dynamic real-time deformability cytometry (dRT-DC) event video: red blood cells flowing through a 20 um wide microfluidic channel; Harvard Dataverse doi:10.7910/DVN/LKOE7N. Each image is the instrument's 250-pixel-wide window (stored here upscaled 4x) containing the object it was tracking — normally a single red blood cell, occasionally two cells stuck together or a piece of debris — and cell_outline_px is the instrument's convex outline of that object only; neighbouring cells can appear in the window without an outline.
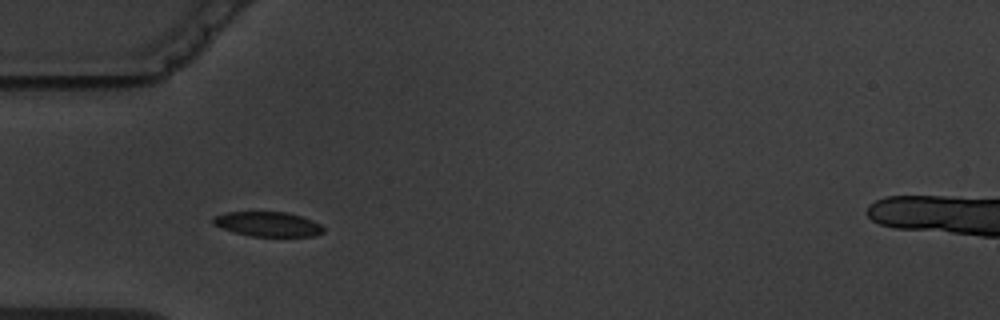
{"species": "common noctule bat (a hibernating species)", "species_latin": "Nyctalus noctula", "temperature_condition": "warm", "stored_images_in_passage": 3, "camera_frame_rate_fps": 3000, "um_per_image_px": 0.085, "animal": {"sex": "male", "body_mass_g": 19.5, "forearm_length_mm": 54.6}, "frame": {"image": 1, "passage_image": 2, "time_ms": 1.0, "image_size_px": [1000, 320], "cell_outline_px": [[324, 232], [316, 236], [252, 236], [236, 232], [212, 224], [212, 216], [224, 212], [288, 212], [312, 220], [320, 224], [324, 228]], "centroid_in_image_um": [22.77, 19.04], "position_along_channel_um": 62.2, "area_um2": 15.84}}
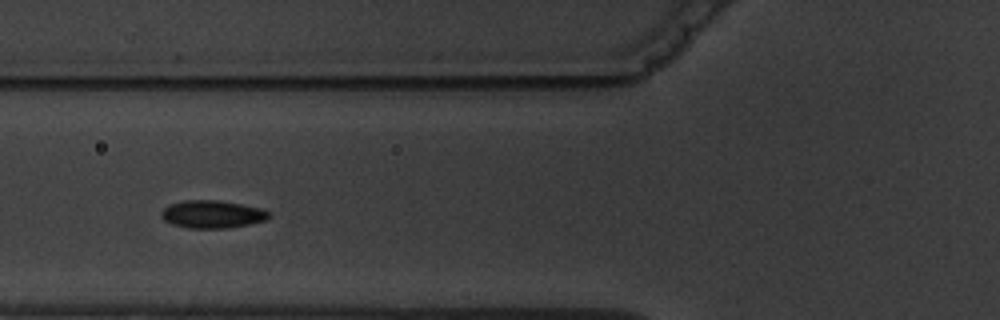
{"frame": {"image": 2, "passage_image": 3, "time_ms": 2.333, "image_size_px": [1000, 320], "cell_outline_px": [[268, 216], [264, 220], [248, 224], [228, 228], [188, 228], [172, 224], [164, 220], [160, 216], [160, 212], [168, 204], [184, 200], [216, 200], [240, 204], [260, 208], [268, 212]], "centroid_in_image_um": [17.95, 18.21], "position_along_channel_um": 107.8, "area_um2": 17.22}}